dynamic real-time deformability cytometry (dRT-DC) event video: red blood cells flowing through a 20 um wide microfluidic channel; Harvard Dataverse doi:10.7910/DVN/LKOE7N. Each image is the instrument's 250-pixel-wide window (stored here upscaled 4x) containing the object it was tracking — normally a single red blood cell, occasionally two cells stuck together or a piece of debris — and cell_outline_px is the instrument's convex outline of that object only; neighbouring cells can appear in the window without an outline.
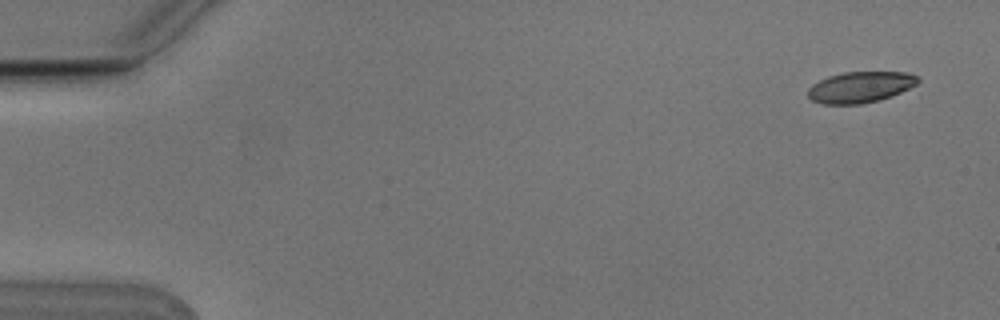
{"species": "Egyptian fruit bat (a non-hibernating species)", "species_latin": "Rousettus aegyptiacus", "temperature_condition": "cold", "stored_images_in_passage": 4, "camera_frame_rate_fps": 3000, "um_per_image_px": 0.085, "animal": {"sex": "male"}, "frame": {"image": 1, "passage_image": 1, "time_ms": 0.0, "image_size_px": [1000, 320], "cell_outline_px": [[920, 80], [916, 84], [892, 96], [880, 100], [860, 104], [820, 104], [812, 100], [808, 96], [808, 88], [812, 84], [828, 76], [844, 72], [908, 72], [916, 76]], "centroid_in_image_um": [73.1, 7.41], "position_along_channel_um": 11.9, "area_um2": 19.88}}
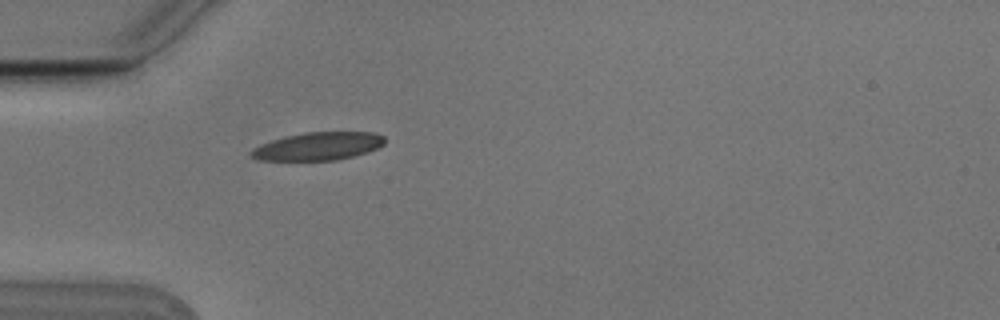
{"frame": {"image": 2, "passage_image": 4, "time_ms": 1.0, "image_size_px": [1000, 320], "cell_outline_px": [[384, 144], [376, 148], [352, 156], [336, 160], [256, 160], [248, 152], [252, 148], [260, 144], [272, 140], [304, 132], [372, 132], [384, 136]], "centroid_in_image_um": [26.99, 12.43], "position_along_channel_um": 58.0, "area_um2": 21.56}}